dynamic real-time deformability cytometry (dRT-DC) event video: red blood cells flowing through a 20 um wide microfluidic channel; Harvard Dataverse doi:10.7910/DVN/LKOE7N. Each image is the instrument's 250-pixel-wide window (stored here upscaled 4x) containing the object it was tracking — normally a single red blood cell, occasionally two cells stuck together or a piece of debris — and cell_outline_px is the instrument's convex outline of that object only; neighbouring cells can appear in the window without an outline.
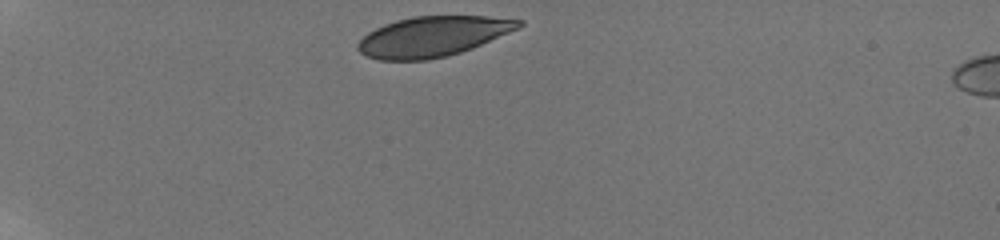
{"species": "human", "species_latin": "Homo sapiens", "temperature_condition": "room temperature", "stored_images_in_passage": 5, "camera_frame_rate_fps": 3000, "um_per_image_px": 0.085, "donor": {"sex": "male"}, "frame": {"image": 1, "passage_image": 1, "time_ms": 0.0, "image_size_px": [1000, 240], "cell_outline_px": [[524, 24], [520, 28], [472, 48], [460, 52], [428, 60], [380, 60], [368, 56], [360, 52], [356, 48], [356, 44], [368, 32], [384, 24], [396, 20], [412, 16], [488, 16], [524, 20]], "centroid_in_image_um": [36.8, 3.09], "position_along_channel_um": 48.2, "area_um2": 37.63}}
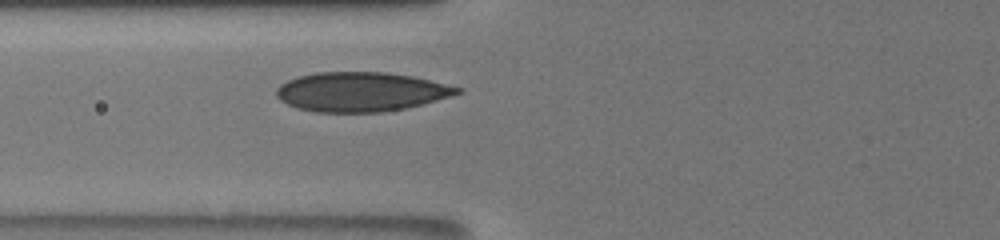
{"frame": {"image": 2, "passage_image": 5, "time_ms": 2.667, "image_size_px": [1000, 240], "cell_outline_px": [[464, 92], [452, 96], [404, 108], [380, 112], [316, 112], [296, 108], [280, 100], [276, 96], [276, 88], [280, 84], [288, 80], [300, 76], [316, 72], [388, 72], [412, 76], [464, 88]], "centroid_in_image_um": [30.68, 7.8], "position_along_channel_um": 95.1, "area_um2": 41.5}}